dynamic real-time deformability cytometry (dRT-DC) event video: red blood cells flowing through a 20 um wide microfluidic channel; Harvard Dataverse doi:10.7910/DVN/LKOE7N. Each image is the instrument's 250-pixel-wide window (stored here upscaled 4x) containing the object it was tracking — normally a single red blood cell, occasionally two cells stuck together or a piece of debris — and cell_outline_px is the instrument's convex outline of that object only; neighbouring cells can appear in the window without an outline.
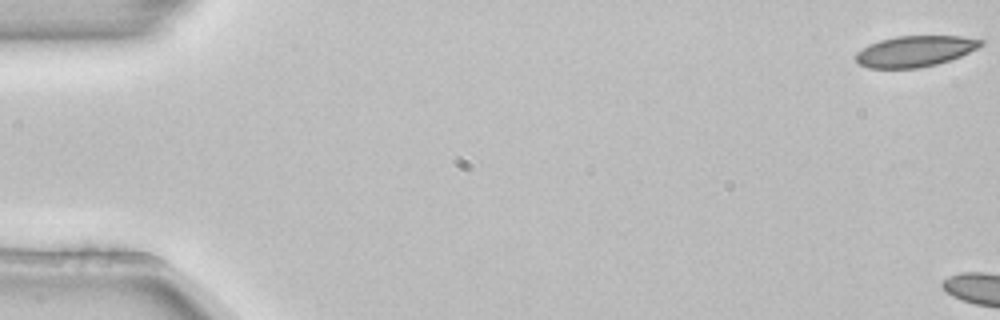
{"species": "common noctule bat (a hibernating species)", "species_latin": "Nyctalus noctula", "temperature_condition": "room temperature", "stored_images_in_passage": 5, "segment_of_instrument_passage": [2, 2], "camera_frame_rate_fps": 3000, "um_per_image_px": 0.085, "animal": {"sex": "female", "body_mass_g": 22.7, "forearm_length_mm": 54.2}, "frame": {"image": 1, "passage_image": 5, "time_ms": 1.333, "image_size_px": [1000, 320], "cell_outline_px": [[984, 44], [960, 56], [936, 64], [920, 68], [868, 68], [860, 64], [856, 60], [856, 52], [868, 44], [880, 40], [896, 36], [964, 36], [984, 40]], "centroid_in_image_um": [77.76, 4.35], "position_along_channel_um": 7.2, "area_um2": 22.48}}